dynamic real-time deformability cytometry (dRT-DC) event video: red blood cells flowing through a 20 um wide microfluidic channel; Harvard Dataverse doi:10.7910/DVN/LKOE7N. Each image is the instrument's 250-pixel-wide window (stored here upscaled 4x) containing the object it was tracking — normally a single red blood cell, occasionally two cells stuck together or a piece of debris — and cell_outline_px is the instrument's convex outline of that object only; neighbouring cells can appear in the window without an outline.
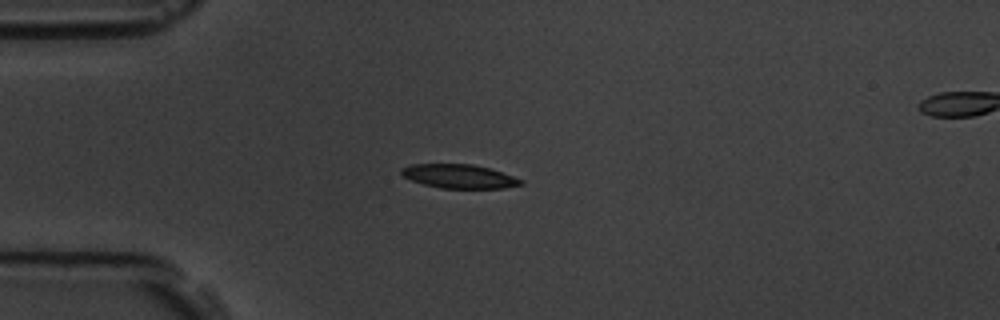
{"species": "common noctule bat (a hibernating species)", "species_latin": "Nyctalus noctula", "temperature_condition": "room temperature", "stored_images_in_passage": 13, "segment_of_instrument_passage": [1, 2], "camera_frame_rate_fps": 3000, "um_per_image_px": 0.085, "animal": {"sex": "male", "body_mass_g": 19.5, "forearm_length_mm": 54.6}, "frame": {"image": 1, "passage_image": 1, "time_ms": 0.0, "image_size_px": [1000, 320], "cell_outline_px": [[524, 184], [504, 188], [440, 188], [424, 184], [412, 180], [404, 176], [400, 172], [400, 168], [412, 164], [472, 164], [488, 168], [524, 180]], "centroid_in_image_um": [39.02, 14.98], "position_along_channel_um": 46.0, "area_um2": 16.47}}
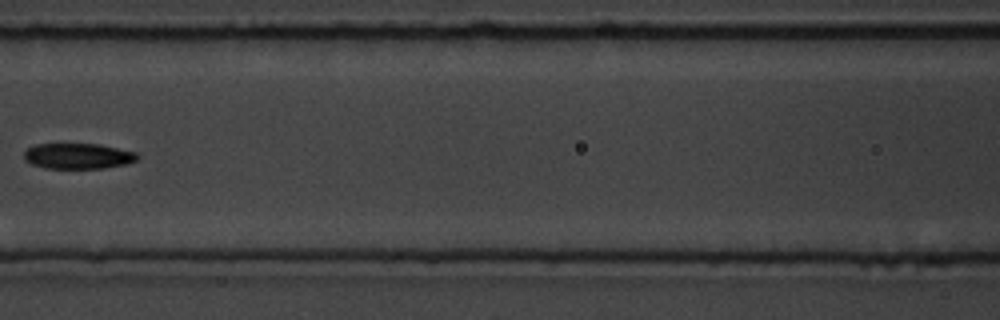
{"frame": {"image": 2, "passage_image": 4, "time_ms": 3.667, "image_size_px": [1000, 320], "cell_outline_px": [[140, 156], [136, 160], [128, 164], [104, 168], [44, 168], [32, 164], [24, 160], [24, 152], [28, 148], [36, 144], [100, 144], [136, 152]], "centroid_in_image_um": [6.65, 13.26], "position_along_channel_um": 160.0, "area_um2": 16.99}}
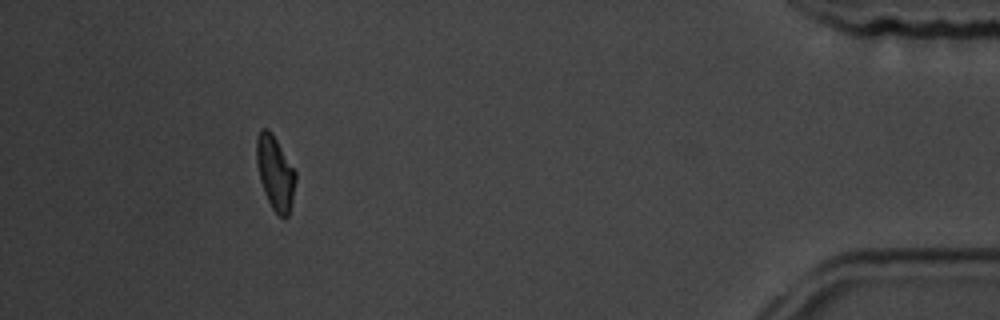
{"frame": {"image": 3, "passage_image": 11, "time_ms": 12.333, "image_size_px": [1000, 320], "cell_outline_px": [[296, 180], [292, 200], [288, 216], [284, 220], [272, 208], [264, 192], [260, 180], [256, 160], [256, 136], [260, 128], [268, 128], [272, 132], [296, 172]], "centroid_in_image_um": [23.38, 14.66], "position_along_channel_um": 411.8, "area_um2": 16.88}}